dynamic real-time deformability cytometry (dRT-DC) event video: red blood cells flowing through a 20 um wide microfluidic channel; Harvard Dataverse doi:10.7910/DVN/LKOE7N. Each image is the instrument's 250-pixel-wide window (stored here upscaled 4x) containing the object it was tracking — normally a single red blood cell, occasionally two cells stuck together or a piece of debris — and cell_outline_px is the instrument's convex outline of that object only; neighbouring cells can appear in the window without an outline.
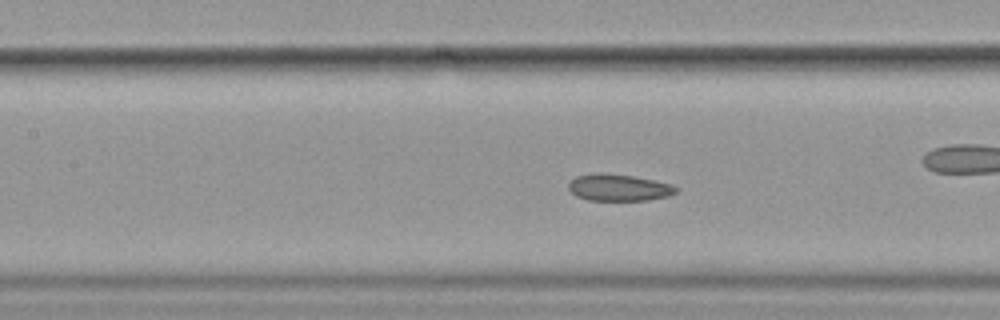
{"species": "common noctule bat (a hibernating species)", "species_latin": "Nyctalus noctula", "temperature_condition": "cold", "stored_images_in_passage": 45, "camera_frame_rate_fps": 3000, "um_per_image_px": 0.085, "animal": {"sex": "female", "body_mass_g": 19.9}, "frame": {"image": 1, "passage_image": 19, "time_ms": 6.0, "image_size_px": [1000, 320], "cell_outline_px": [[680, 188], [676, 192], [668, 196], [648, 200], [588, 200], [576, 196], [568, 188], [568, 184], [576, 176], [596, 172], [600, 172], [632, 176], [672, 184]], "centroid_in_image_um": [52.59, 15.94], "position_along_channel_um": 154.8, "area_um2": 16.76}}
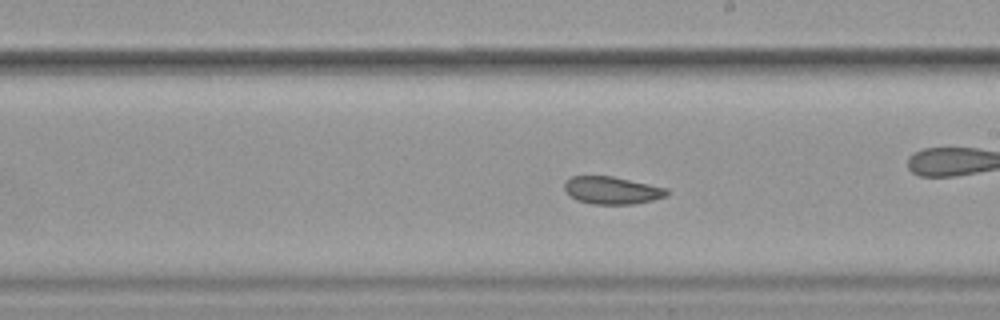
{"frame": {"image": 2, "passage_image": 26, "time_ms": 8.333, "image_size_px": [1000, 320], "cell_outline_px": [[668, 196], [652, 200], [632, 204], [592, 204], [576, 200], [564, 188], [564, 180], [572, 176], [612, 176], [668, 188]], "centroid_in_image_um": [52.02, 16.17], "position_along_channel_um": 237.0, "area_um2": 16.42}}